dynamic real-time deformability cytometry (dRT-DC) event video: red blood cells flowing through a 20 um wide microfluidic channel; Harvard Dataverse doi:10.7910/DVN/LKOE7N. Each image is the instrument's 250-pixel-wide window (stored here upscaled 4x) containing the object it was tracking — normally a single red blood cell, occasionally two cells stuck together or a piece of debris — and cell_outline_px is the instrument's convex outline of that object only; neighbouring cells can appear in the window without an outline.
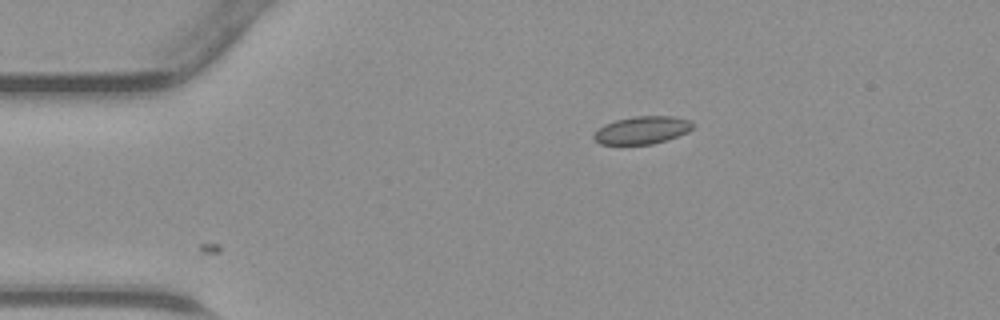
{"species": "common noctule bat (a hibernating species)", "species_latin": "Nyctalus noctula", "temperature_condition": "warm", "stored_images_in_passage": 2, "camera_frame_rate_fps": 3000, "um_per_image_px": 0.085, "animal": {"sex": "male", "body_mass_g": 23.1, "forearm_length_mm": 52.7}, "frame": {"image": 1, "passage_image": 2, "time_ms": 0.333, "image_size_px": [1000, 320], "cell_outline_px": [[696, 124], [688, 132], [652, 144], [600, 144], [592, 136], [596, 128], [604, 124], [616, 120], [636, 116], [672, 116], [692, 120]], "centroid_in_image_um": [54.58, 11.05], "position_along_channel_um": 30.4, "area_um2": 16.01}}